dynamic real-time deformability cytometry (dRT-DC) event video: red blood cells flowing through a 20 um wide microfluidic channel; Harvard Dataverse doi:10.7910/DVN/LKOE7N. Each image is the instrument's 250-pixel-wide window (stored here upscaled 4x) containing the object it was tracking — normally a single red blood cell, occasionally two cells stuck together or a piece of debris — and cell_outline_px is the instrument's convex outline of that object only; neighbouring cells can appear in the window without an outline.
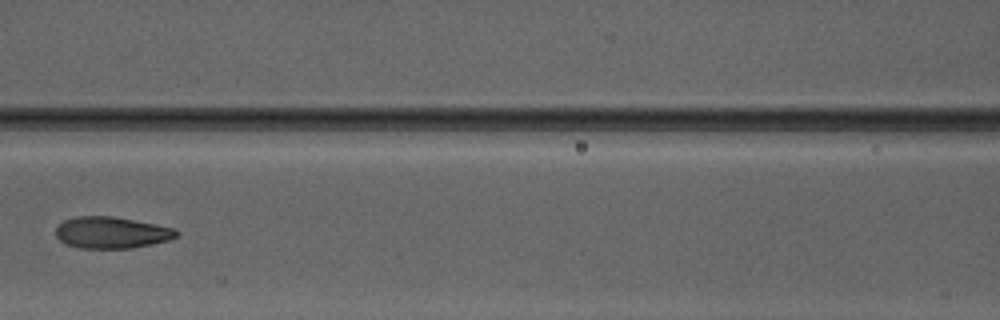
{"species": "Egyptian fruit bat (a non-hibernating species)", "species_latin": "Rousettus aegyptiacus", "temperature_condition": "warm", "stored_images_in_passage": 6, "camera_frame_rate_fps": 3000, "um_per_image_px": 0.085, "animal": {"sex": "male"}, "frame": {"image": 1, "passage_image": 6, "time_ms": 5.667, "image_size_px": [1000, 320], "cell_outline_px": [[180, 232], [176, 236], [168, 240], [152, 244], [132, 248], [80, 248], [64, 244], [56, 236], [56, 228], [64, 220], [76, 216], [112, 216], [156, 224], [172, 228]], "centroid_in_image_um": [9.46, 19.77], "position_along_channel_um": 157.1, "area_um2": 22.14}}